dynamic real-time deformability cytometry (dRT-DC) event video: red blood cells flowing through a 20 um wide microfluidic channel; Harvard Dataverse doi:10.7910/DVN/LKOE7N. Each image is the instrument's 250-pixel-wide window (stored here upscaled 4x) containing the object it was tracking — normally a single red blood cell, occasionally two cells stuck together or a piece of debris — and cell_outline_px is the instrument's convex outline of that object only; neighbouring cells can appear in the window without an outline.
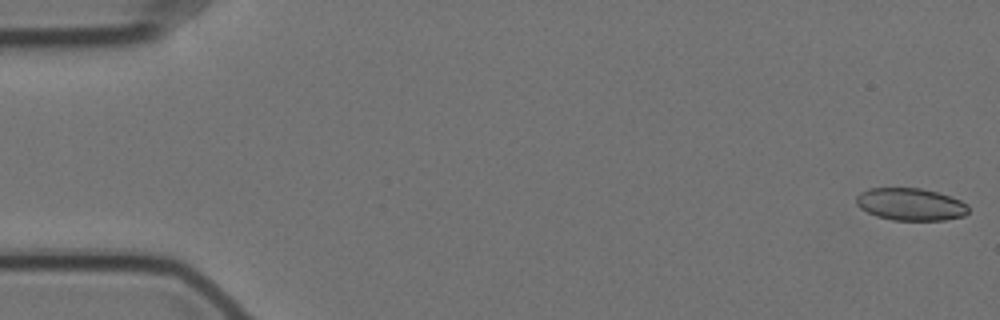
{"species": "Egyptian fruit bat (a non-hibernating species)", "species_latin": "Rousettus aegyptiacus", "temperature_condition": "cold", "stored_images_in_passage": 57, "camera_frame_rate_fps": 3000, "um_per_image_px": 0.085, "animal": {"sex": "female"}, "frame": {"image": 1, "passage_image": 1, "time_ms": 0.0, "image_size_px": [1000, 320], "cell_outline_px": [[968, 212], [964, 216], [944, 220], [892, 220], [876, 216], [860, 208], [856, 204], [856, 196], [860, 192], [868, 188], [920, 188], [936, 192], [960, 200], [968, 204]], "centroid_in_image_um": [77.38, 17.37], "position_along_channel_um": 7.6, "area_um2": 21.15}}
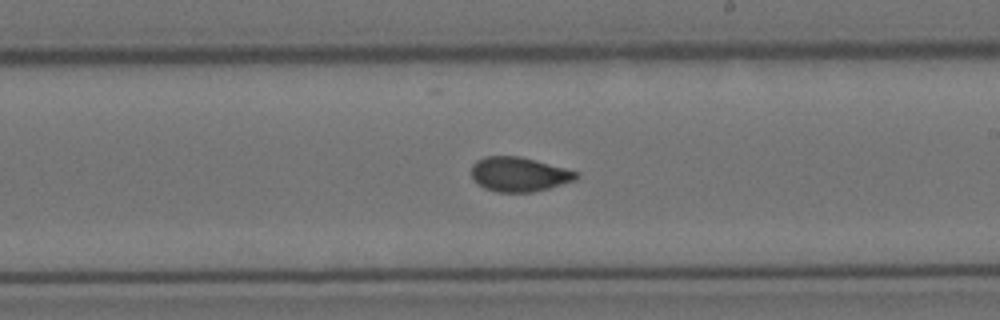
{"frame": {"image": 2, "passage_image": 33, "time_ms": 10.667, "image_size_px": [1000, 320], "cell_outline_px": [[580, 176], [576, 180], [548, 188], [532, 192], [496, 192], [484, 188], [472, 180], [472, 164], [476, 160], [484, 156], [520, 156], [536, 160], [580, 172]], "centroid_in_image_um": [44.12, 14.81], "position_along_channel_um": 244.9, "area_um2": 21.27}}
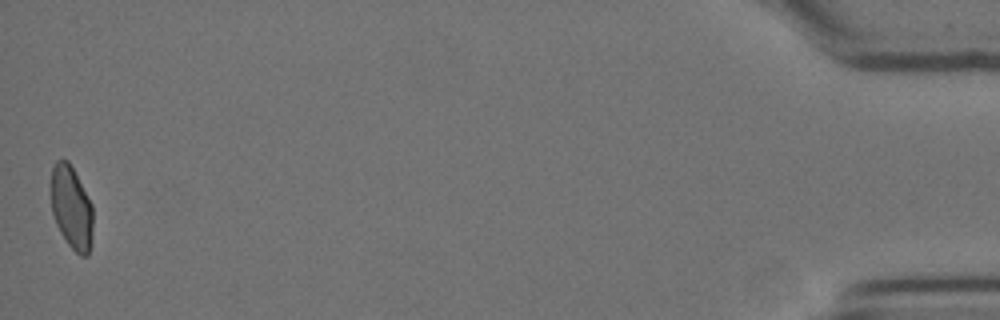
{"frame": {"image": 3, "passage_image": 57, "time_ms": 18.667, "image_size_px": [1000, 320], "cell_outline_px": [[92, 240], [88, 256], [80, 256], [68, 244], [60, 232], [56, 224], [52, 212], [52, 168], [56, 160], [68, 160], [92, 204]], "centroid_in_image_um": [6.09, 17.68], "position_along_channel_um": 429.1, "area_um2": 20.11}, "authors_computed_cell_mechanics": {"area_um2": 21.3282, "velocity_mm_per_s": 3.5052, "shape_relaxation_time_tau1_ms": null, "shape_relaxation_time_tau2_ms": 1.4285, "deformation_change_tau1": null, "deformation_change_tau2": 0.0408}}